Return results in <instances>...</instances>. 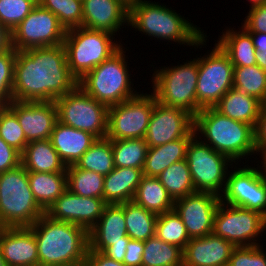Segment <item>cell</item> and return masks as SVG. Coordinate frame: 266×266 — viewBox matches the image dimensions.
<instances>
[{"mask_svg":"<svg viewBox=\"0 0 266 266\" xmlns=\"http://www.w3.org/2000/svg\"><path fill=\"white\" fill-rule=\"evenodd\" d=\"M194 136L195 132L193 128L183 138L148 148L142 169L143 175L147 177H158L173 163L186 159L188 144Z\"/></svg>","mask_w":266,"mask_h":266,"instance_id":"25","label":"cell"},{"mask_svg":"<svg viewBox=\"0 0 266 266\" xmlns=\"http://www.w3.org/2000/svg\"><path fill=\"white\" fill-rule=\"evenodd\" d=\"M4 107V105L0 104V110Z\"/></svg>","mask_w":266,"mask_h":266,"instance_id":"60","label":"cell"},{"mask_svg":"<svg viewBox=\"0 0 266 266\" xmlns=\"http://www.w3.org/2000/svg\"><path fill=\"white\" fill-rule=\"evenodd\" d=\"M21 164V153L0 137V173L14 169Z\"/></svg>","mask_w":266,"mask_h":266,"instance_id":"46","label":"cell"},{"mask_svg":"<svg viewBox=\"0 0 266 266\" xmlns=\"http://www.w3.org/2000/svg\"><path fill=\"white\" fill-rule=\"evenodd\" d=\"M126 232L124 203L107 204L96 225L89 231V250L103 252L113 243L124 242Z\"/></svg>","mask_w":266,"mask_h":266,"instance_id":"23","label":"cell"},{"mask_svg":"<svg viewBox=\"0 0 266 266\" xmlns=\"http://www.w3.org/2000/svg\"><path fill=\"white\" fill-rule=\"evenodd\" d=\"M113 38L111 33L83 27L67 30L63 45L70 72L80 80L87 72L109 59L122 47Z\"/></svg>","mask_w":266,"mask_h":266,"instance_id":"8","label":"cell"},{"mask_svg":"<svg viewBox=\"0 0 266 266\" xmlns=\"http://www.w3.org/2000/svg\"><path fill=\"white\" fill-rule=\"evenodd\" d=\"M256 64L266 72V56H256Z\"/></svg>","mask_w":266,"mask_h":266,"instance_id":"54","label":"cell"},{"mask_svg":"<svg viewBox=\"0 0 266 266\" xmlns=\"http://www.w3.org/2000/svg\"><path fill=\"white\" fill-rule=\"evenodd\" d=\"M194 128V117L187 111L154 104L145 141L148 148L185 137Z\"/></svg>","mask_w":266,"mask_h":266,"instance_id":"17","label":"cell"},{"mask_svg":"<svg viewBox=\"0 0 266 266\" xmlns=\"http://www.w3.org/2000/svg\"><path fill=\"white\" fill-rule=\"evenodd\" d=\"M29 227L36 238L39 266L84 263L89 250V232L83 227L53 220L46 214Z\"/></svg>","mask_w":266,"mask_h":266,"instance_id":"2","label":"cell"},{"mask_svg":"<svg viewBox=\"0 0 266 266\" xmlns=\"http://www.w3.org/2000/svg\"><path fill=\"white\" fill-rule=\"evenodd\" d=\"M144 241L130 239L123 259L125 266H141Z\"/></svg>","mask_w":266,"mask_h":266,"instance_id":"47","label":"cell"},{"mask_svg":"<svg viewBox=\"0 0 266 266\" xmlns=\"http://www.w3.org/2000/svg\"><path fill=\"white\" fill-rule=\"evenodd\" d=\"M233 29L224 31L217 44L228 55L234 67L256 65V49L251 35L243 27L238 31Z\"/></svg>","mask_w":266,"mask_h":266,"instance_id":"29","label":"cell"},{"mask_svg":"<svg viewBox=\"0 0 266 266\" xmlns=\"http://www.w3.org/2000/svg\"><path fill=\"white\" fill-rule=\"evenodd\" d=\"M75 166L83 170L108 175L114 169L112 140L97 138L92 146L80 157Z\"/></svg>","mask_w":266,"mask_h":266,"instance_id":"35","label":"cell"},{"mask_svg":"<svg viewBox=\"0 0 266 266\" xmlns=\"http://www.w3.org/2000/svg\"><path fill=\"white\" fill-rule=\"evenodd\" d=\"M251 35L256 56H266V33L248 32Z\"/></svg>","mask_w":266,"mask_h":266,"instance_id":"51","label":"cell"},{"mask_svg":"<svg viewBox=\"0 0 266 266\" xmlns=\"http://www.w3.org/2000/svg\"><path fill=\"white\" fill-rule=\"evenodd\" d=\"M159 69H154L151 81L156 101L168 107L183 109L194 117L202 109L197 104L196 96L198 58Z\"/></svg>","mask_w":266,"mask_h":266,"instance_id":"7","label":"cell"},{"mask_svg":"<svg viewBox=\"0 0 266 266\" xmlns=\"http://www.w3.org/2000/svg\"><path fill=\"white\" fill-rule=\"evenodd\" d=\"M28 181L35 200L45 212L67 190L66 172H28Z\"/></svg>","mask_w":266,"mask_h":266,"instance_id":"30","label":"cell"},{"mask_svg":"<svg viewBox=\"0 0 266 266\" xmlns=\"http://www.w3.org/2000/svg\"><path fill=\"white\" fill-rule=\"evenodd\" d=\"M157 178L166 188L173 201L195 193L193 180L186 159L173 163Z\"/></svg>","mask_w":266,"mask_h":266,"instance_id":"34","label":"cell"},{"mask_svg":"<svg viewBox=\"0 0 266 266\" xmlns=\"http://www.w3.org/2000/svg\"><path fill=\"white\" fill-rule=\"evenodd\" d=\"M72 266H84V263H79V264L72 265Z\"/></svg>","mask_w":266,"mask_h":266,"instance_id":"59","label":"cell"},{"mask_svg":"<svg viewBox=\"0 0 266 266\" xmlns=\"http://www.w3.org/2000/svg\"><path fill=\"white\" fill-rule=\"evenodd\" d=\"M263 106L255 97L231 88L213 108L224 116L255 127Z\"/></svg>","mask_w":266,"mask_h":266,"instance_id":"27","label":"cell"},{"mask_svg":"<svg viewBox=\"0 0 266 266\" xmlns=\"http://www.w3.org/2000/svg\"><path fill=\"white\" fill-rule=\"evenodd\" d=\"M67 189L73 194L83 197L103 199L104 177L102 174L77 168L75 165L66 167Z\"/></svg>","mask_w":266,"mask_h":266,"instance_id":"36","label":"cell"},{"mask_svg":"<svg viewBox=\"0 0 266 266\" xmlns=\"http://www.w3.org/2000/svg\"><path fill=\"white\" fill-rule=\"evenodd\" d=\"M128 26L158 40L173 41L188 46L206 45V32L159 2L141 0L129 9ZM205 42V43H204Z\"/></svg>","mask_w":266,"mask_h":266,"instance_id":"3","label":"cell"},{"mask_svg":"<svg viewBox=\"0 0 266 266\" xmlns=\"http://www.w3.org/2000/svg\"><path fill=\"white\" fill-rule=\"evenodd\" d=\"M266 217L257 211L220 202L214 215L213 233L235 247L260 245ZM257 237V239H256ZM259 241V243H258Z\"/></svg>","mask_w":266,"mask_h":266,"instance_id":"11","label":"cell"},{"mask_svg":"<svg viewBox=\"0 0 266 266\" xmlns=\"http://www.w3.org/2000/svg\"><path fill=\"white\" fill-rule=\"evenodd\" d=\"M29 1H32L35 5H39L40 3V0H29Z\"/></svg>","mask_w":266,"mask_h":266,"instance_id":"58","label":"cell"},{"mask_svg":"<svg viewBox=\"0 0 266 266\" xmlns=\"http://www.w3.org/2000/svg\"><path fill=\"white\" fill-rule=\"evenodd\" d=\"M82 27L116 35L128 26L129 9L119 0H82ZM127 23V24H126Z\"/></svg>","mask_w":266,"mask_h":266,"instance_id":"22","label":"cell"},{"mask_svg":"<svg viewBox=\"0 0 266 266\" xmlns=\"http://www.w3.org/2000/svg\"><path fill=\"white\" fill-rule=\"evenodd\" d=\"M125 7L130 9L132 6L139 3L141 0H119Z\"/></svg>","mask_w":266,"mask_h":266,"instance_id":"55","label":"cell"},{"mask_svg":"<svg viewBox=\"0 0 266 266\" xmlns=\"http://www.w3.org/2000/svg\"><path fill=\"white\" fill-rule=\"evenodd\" d=\"M0 266H7L6 261L2 257L1 251H0Z\"/></svg>","mask_w":266,"mask_h":266,"instance_id":"57","label":"cell"},{"mask_svg":"<svg viewBox=\"0 0 266 266\" xmlns=\"http://www.w3.org/2000/svg\"><path fill=\"white\" fill-rule=\"evenodd\" d=\"M147 150L145 138L112 140L114 167L143 169Z\"/></svg>","mask_w":266,"mask_h":266,"instance_id":"37","label":"cell"},{"mask_svg":"<svg viewBox=\"0 0 266 266\" xmlns=\"http://www.w3.org/2000/svg\"><path fill=\"white\" fill-rule=\"evenodd\" d=\"M143 176L142 169L114 167L104 177L103 199L107 204H121L133 200Z\"/></svg>","mask_w":266,"mask_h":266,"instance_id":"26","label":"cell"},{"mask_svg":"<svg viewBox=\"0 0 266 266\" xmlns=\"http://www.w3.org/2000/svg\"><path fill=\"white\" fill-rule=\"evenodd\" d=\"M141 266H183V250L154 235L144 241Z\"/></svg>","mask_w":266,"mask_h":266,"instance_id":"33","label":"cell"},{"mask_svg":"<svg viewBox=\"0 0 266 266\" xmlns=\"http://www.w3.org/2000/svg\"><path fill=\"white\" fill-rule=\"evenodd\" d=\"M7 106L16 114L27 144L50 139L54 125L58 121L55 102L12 100Z\"/></svg>","mask_w":266,"mask_h":266,"instance_id":"19","label":"cell"},{"mask_svg":"<svg viewBox=\"0 0 266 266\" xmlns=\"http://www.w3.org/2000/svg\"><path fill=\"white\" fill-rule=\"evenodd\" d=\"M21 165L28 172H66V165L50 139L29 142L21 153Z\"/></svg>","mask_w":266,"mask_h":266,"instance_id":"28","label":"cell"},{"mask_svg":"<svg viewBox=\"0 0 266 266\" xmlns=\"http://www.w3.org/2000/svg\"><path fill=\"white\" fill-rule=\"evenodd\" d=\"M35 6L29 0H0V22L12 32Z\"/></svg>","mask_w":266,"mask_h":266,"instance_id":"42","label":"cell"},{"mask_svg":"<svg viewBox=\"0 0 266 266\" xmlns=\"http://www.w3.org/2000/svg\"><path fill=\"white\" fill-rule=\"evenodd\" d=\"M124 215L126 232L131 239L146 241L155 235L157 214L131 200L124 203Z\"/></svg>","mask_w":266,"mask_h":266,"instance_id":"32","label":"cell"},{"mask_svg":"<svg viewBox=\"0 0 266 266\" xmlns=\"http://www.w3.org/2000/svg\"><path fill=\"white\" fill-rule=\"evenodd\" d=\"M11 47H12V34L0 22V53L10 49Z\"/></svg>","mask_w":266,"mask_h":266,"instance_id":"52","label":"cell"},{"mask_svg":"<svg viewBox=\"0 0 266 266\" xmlns=\"http://www.w3.org/2000/svg\"><path fill=\"white\" fill-rule=\"evenodd\" d=\"M0 137L20 153L27 145L26 136L17 116L7 105L0 110Z\"/></svg>","mask_w":266,"mask_h":266,"instance_id":"41","label":"cell"},{"mask_svg":"<svg viewBox=\"0 0 266 266\" xmlns=\"http://www.w3.org/2000/svg\"><path fill=\"white\" fill-rule=\"evenodd\" d=\"M106 205L104 199L79 196L67 189L45 214L53 220L73 223L89 232L103 214Z\"/></svg>","mask_w":266,"mask_h":266,"instance_id":"18","label":"cell"},{"mask_svg":"<svg viewBox=\"0 0 266 266\" xmlns=\"http://www.w3.org/2000/svg\"><path fill=\"white\" fill-rule=\"evenodd\" d=\"M263 245L235 247L228 266H266V253Z\"/></svg>","mask_w":266,"mask_h":266,"instance_id":"44","label":"cell"},{"mask_svg":"<svg viewBox=\"0 0 266 266\" xmlns=\"http://www.w3.org/2000/svg\"><path fill=\"white\" fill-rule=\"evenodd\" d=\"M243 28L247 32L266 33V4L249 7Z\"/></svg>","mask_w":266,"mask_h":266,"instance_id":"45","label":"cell"},{"mask_svg":"<svg viewBox=\"0 0 266 266\" xmlns=\"http://www.w3.org/2000/svg\"><path fill=\"white\" fill-rule=\"evenodd\" d=\"M194 132L198 139L234 163L257 153L254 127L224 116L213 107L202 108L194 116Z\"/></svg>","mask_w":266,"mask_h":266,"instance_id":"4","label":"cell"},{"mask_svg":"<svg viewBox=\"0 0 266 266\" xmlns=\"http://www.w3.org/2000/svg\"><path fill=\"white\" fill-rule=\"evenodd\" d=\"M156 102L152 92L151 94L140 92L133 98L110 106L106 137L110 140L145 138Z\"/></svg>","mask_w":266,"mask_h":266,"instance_id":"13","label":"cell"},{"mask_svg":"<svg viewBox=\"0 0 266 266\" xmlns=\"http://www.w3.org/2000/svg\"><path fill=\"white\" fill-rule=\"evenodd\" d=\"M97 137L92 133L56 122L50 136L52 146L66 166L75 165Z\"/></svg>","mask_w":266,"mask_h":266,"instance_id":"24","label":"cell"},{"mask_svg":"<svg viewBox=\"0 0 266 266\" xmlns=\"http://www.w3.org/2000/svg\"><path fill=\"white\" fill-rule=\"evenodd\" d=\"M0 251L7 266H39L36 238L29 226L0 228Z\"/></svg>","mask_w":266,"mask_h":266,"instance_id":"20","label":"cell"},{"mask_svg":"<svg viewBox=\"0 0 266 266\" xmlns=\"http://www.w3.org/2000/svg\"><path fill=\"white\" fill-rule=\"evenodd\" d=\"M155 235L182 250L190 240L183 221L174 209L157 216Z\"/></svg>","mask_w":266,"mask_h":266,"instance_id":"39","label":"cell"},{"mask_svg":"<svg viewBox=\"0 0 266 266\" xmlns=\"http://www.w3.org/2000/svg\"><path fill=\"white\" fill-rule=\"evenodd\" d=\"M212 51L198 57L197 104L214 107L233 88L234 65L228 55L215 43Z\"/></svg>","mask_w":266,"mask_h":266,"instance_id":"12","label":"cell"},{"mask_svg":"<svg viewBox=\"0 0 266 266\" xmlns=\"http://www.w3.org/2000/svg\"><path fill=\"white\" fill-rule=\"evenodd\" d=\"M43 214L31 191L28 171L21 164L0 173V228L28 227Z\"/></svg>","mask_w":266,"mask_h":266,"instance_id":"6","label":"cell"},{"mask_svg":"<svg viewBox=\"0 0 266 266\" xmlns=\"http://www.w3.org/2000/svg\"><path fill=\"white\" fill-rule=\"evenodd\" d=\"M186 160L195 192H210L220 197L226 186L228 167L233 168V162L196 135L188 144Z\"/></svg>","mask_w":266,"mask_h":266,"instance_id":"10","label":"cell"},{"mask_svg":"<svg viewBox=\"0 0 266 266\" xmlns=\"http://www.w3.org/2000/svg\"><path fill=\"white\" fill-rule=\"evenodd\" d=\"M228 171L222 203L254 210L266 217V179L259 167H235ZM230 172V173H229Z\"/></svg>","mask_w":266,"mask_h":266,"instance_id":"15","label":"cell"},{"mask_svg":"<svg viewBox=\"0 0 266 266\" xmlns=\"http://www.w3.org/2000/svg\"><path fill=\"white\" fill-rule=\"evenodd\" d=\"M84 266H125V264L107 257L102 252L88 251Z\"/></svg>","mask_w":266,"mask_h":266,"instance_id":"49","label":"cell"},{"mask_svg":"<svg viewBox=\"0 0 266 266\" xmlns=\"http://www.w3.org/2000/svg\"><path fill=\"white\" fill-rule=\"evenodd\" d=\"M234 248L214 233L192 238L183 250V266H228Z\"/></svg>","mask_w":266,"mask_h":266,"instance_id":"21","label":"cell"},{"mask_svg":"<svg viewBox=\"0 0 266 266\" xmlns=\"http://www.w3.org/2000/svg\"><path fill=\"white\" fill-rule=\"evenodd\" d=\"M258 154H260V156H261L260 158H262V160H263V161H260L263 165V166H261L262 168L260 167V169H261V172H262L264 178L266 179V149L261 150L260 153H258Z\"/></svg>","mask_w":266,"mask_h":266,"instance_id":"53","label":"cell"},{"mask_svg":"<svg viewBox=\"0 0 266 266\" xmlns=\"http://www.w3.org/2000/svg\"><path fill=\"white\" fill-rule=\"evenodd\" d=\"M16 51L62 45L66 30L50 10L36 5L28 16L11 32Z\"/></svg>","mask_w":266,"mask_h":266,"instance_id":"14","label":"cell"},{"mask_svg":"<svg viewBox=\"0 0 266 266\" xmlns=\"http://www.w3.org/2000/svg\"><path fill=\"white\" fill-rule=\"evenodd\" d=\"M254 141L258 155L261 150L266 149V105L262 107L254 127Z\"/></svg>","mask_w":266,"mask_h":266,"instance_id":"48","label":"cell"},{"mask_svg":"<svg viewBox=\"0 0 266 266\" xmlns=\"http://www.w3.org/2000/svg\"><path fill=\"white\" fill-rule=\"evenodd\" d=\"M39 5L56 15L66 31L82 27L83 6L81 0H40Z\"/></svg>","mask_w":266,"mask_h":266,"instance_id":"40","label":"cell"},{"mask_svg":"<svg viewBox=\"0 0 266 266\" xmlns=\"http://www.w3.org/2000/svg\"><path fill=\"white\" fill-rule=\"evenodd\" d=\"M16 53L17 51L13 47L0 53V104L4 106L13 100Z\"/></svg>","mask_w":266,"mask_h":266,"instance_id":"43","label":"cell"},{"mask_svg":"<svg viewBox=\"0 0 266 266\" xmlns=\"http://www.w3.org/2000/svg\"><path fill=\"white\" fill-rule=\"evenodd\" d=\"M130 239L131 238L129 236H125L124 242L113 243L111 246H108L102 253L111 259L123 262L126 253V247Z\"/></svg>","mask_w":266,"mask_h":266,"instance_id":"50","label":"cell"},{"mask_svg":"<svg viewBox=\"0 0 266 266\" xmlns=\"http://www.w3.org/2000/svg\"><path fill=\"white\" fill-rule=\"evenodd\" d=\"M220 202V197L210 192H195L174 201V210L190 239L213 233L214 215Z\"/></svg>","mask_w":266,"mask_h":266,"instance_id":"16","label":"cell"},{"mask_svg":"<svg viewBox=\"0 0 266 266\" xmlns=\"http://www.w3.org/2000/svg\"><path fill=\"white\" fill-rule=\"evenodd\" d=\"M77 86L63 44L17 51L13 100L54 102Z\"/></svg>","mask_w":266,"mask_h":266,"instance_id":"1","label":"cell"},{"mask_svg":"<svg viewBox=\"0 0 266 266\" xmlns=\"http://www.w3.org/2000/svg\"><path fill=\"white\" fill-rule=\"evenodd\" d=\"M58 122L105 138L109 107L89 96L79 85L55 101Z\"/></svg>","mask_w":266,"mask_h":266,"instance_id":"9","label":"cell"},{"mask_svg":"<svg viewBox=\"0 0 266 266\" xmlns=\"http://www.w3.org/2000/svg\"><path fill=\"white\" fill-rule=\"evenodd\" d=\"M233 88L255 97L266 105V72L257 64L234 67Z\"/></svg>","mask_w":266,"mask_h":266,"instance_id":"38","label":"cell"},{"mask_svg":"<svg viewBox=\"0 0 266 266\" xmlns=\"http://www.w3.org/2000/svg\"><path fill=\"white\" fill-rule=\"evenodd\" d=\"M133 201L157 215L174 209V201L157 177L143 176Z\"/></svg>","mask_w":266,"mask_h":266,"instance_id":"31","label":"cell"},{"mask_svg":"<svg viewBox=\"0 0 266 266\" xmlns=\"http://www.w3.org/2000/svg\"><path fill=\"white\" fill-rule=\"evenodd\" d=\"M124 49L126 48L122 46L109 59L78 80V85L89 96L108 107L122 103L140 93L133 89L134 84L130 79L131 73L129 74Z\"/></svg>","mask_w":266,"mask_h":266,"instance_id":"5","label":"cell"},{"mask_svg":"<svg viewBox=\"0 0 266 266\" xmlns=\"http://www.w3.org/2000/svg\"><path fill=\"white\" fill-rule=\"evenodd\" d=\"M249 2L251 3L250 7L266 4V0H249Z\"/></svg>","mask_w":266,"mask_h":266,"instance_id":"56","label":"cell"}]
</instances>
